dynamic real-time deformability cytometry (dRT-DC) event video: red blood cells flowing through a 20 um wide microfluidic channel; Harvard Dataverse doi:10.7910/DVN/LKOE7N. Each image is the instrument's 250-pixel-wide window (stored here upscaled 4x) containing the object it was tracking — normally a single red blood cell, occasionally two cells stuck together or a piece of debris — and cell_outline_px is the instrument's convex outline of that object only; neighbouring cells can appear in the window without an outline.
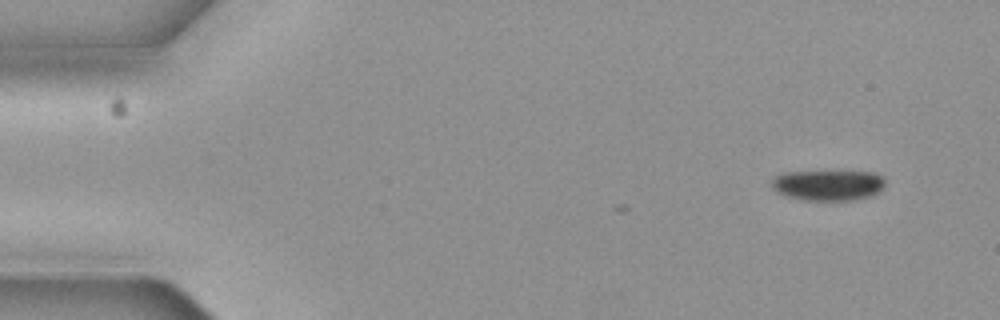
{"species": "common noctule bat (a hibernating species)", "species_latin": "Nyctalus noctula", "temperature_condition": "cold", "stored_images_in_passage": 4, "camera_frame_rate_fps": 3000, "um_per_image_px": 0.085, "animal": {"sex": "female", "body_mass_g": 19.3, "forearm_length_mm": 54.1}, "frame": {"image": 1, "passage_image": 1, "time_ms": 0.0, "image_size_px": [1000, 320], "cell_outline_px": [[884, 184], [876, 192], [868, 196], [852, 200], [800, 200], [784, 196], [776, 192], [772, 188], [772, 180], [780, 172], [872, 172], [880, 176], [884, 180]], "centroid_in_image_um": [70.29, 15.74], "position_along_channel_um": 14.7, "area_um2": 20.0}}
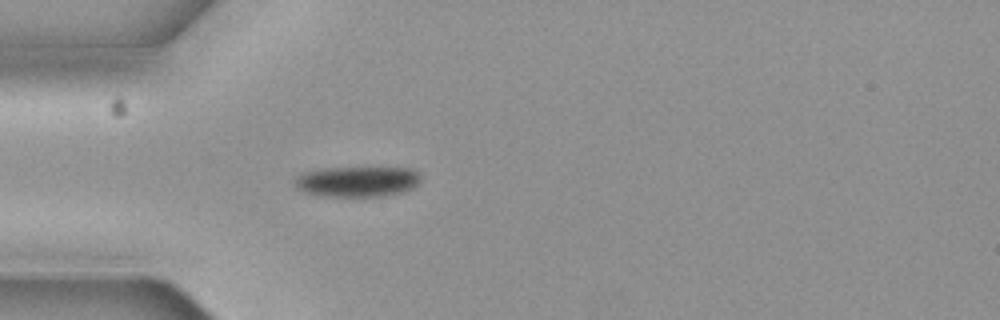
{"frame": {"image": 2, "passage_image": 4, "time_ms": 1.0, "image_size_px": [1000, 320], "cell_outline_px": [[420, 180], [412, 188], [404, 192], [380, 196], [320, 196], [304, 192], [296, 188], [292, 184], [292, 180], [296, 176], [304, 172], [320, 168], [412, 168], [420, 172]], "centroid_in_image_um": [30.32, 15.42], "position_along_channel_um": 54.7, "area_um2": 22.66}}